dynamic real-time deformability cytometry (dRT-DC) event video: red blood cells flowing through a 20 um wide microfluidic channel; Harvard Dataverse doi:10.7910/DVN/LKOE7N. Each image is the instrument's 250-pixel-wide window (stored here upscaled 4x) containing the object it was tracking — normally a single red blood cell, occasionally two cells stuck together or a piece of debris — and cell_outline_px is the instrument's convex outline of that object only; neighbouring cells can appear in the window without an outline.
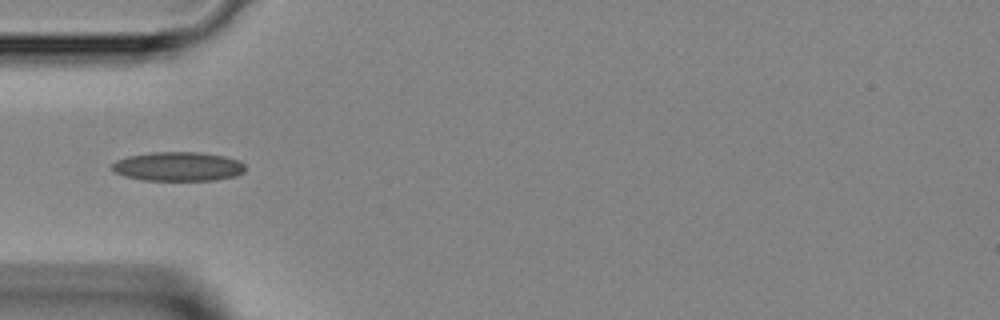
{"species": "Egyptian fruit bat (a non-hibernating species)", "species_latin": "Rousettus aegyptiacus", "temperature_condition": "room temperature", "stored_images_in_passage": 5, "camera_frame_rate_fps": 3000, "um_per_image_px": 0.085, "animal": {"sex": "female"}, "frame": {"image": 1, "passage_image": 5, "time_ms": 4.333, "image_size_px": [1000, 320], "cell_outline_px": [[244, 172], [236, 176], [212, 180], [144, 180], [124, 176], [116, 172], [112, 168], [112, 164], [116, 160], [128, 156], [152, 152], [196, 152], [224, 156], [240, 160], [244, 164]], "centroid_in_image_um": [15.15, 14.15], "position_along_channel_um": 69.9, "area_um2": 22.54}}